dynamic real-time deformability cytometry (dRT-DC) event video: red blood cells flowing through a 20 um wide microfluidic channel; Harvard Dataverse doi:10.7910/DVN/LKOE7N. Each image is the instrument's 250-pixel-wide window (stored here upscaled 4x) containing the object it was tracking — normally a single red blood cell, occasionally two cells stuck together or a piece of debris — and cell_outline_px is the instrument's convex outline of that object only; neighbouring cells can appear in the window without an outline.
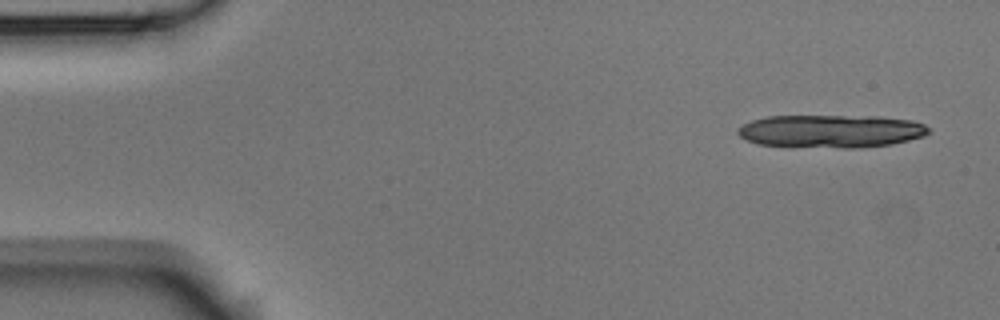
{"species": "Egyptian fruit bat (a non-hibernating species)", "species_latin": "Rousettus aegyptiacus", "temperature_condition": "room temperature", "stored_images_in_passage": 6, "camera_frame_rate_fps": 3000, "um_per_image_px": 0.085, "animal": {"sex": "male"}, "frame": {"image": 1, "passage_image": 1, "time_ms": 0.0, "image_size_px": [1000, 320], "cell_outline_px": [[932, 132], [924, 136], [892, 144], [860, 148], [844, 148], [756, 144], [740, 136], [736, 132], [736, 128], [752, 120], [768, 116], [880, 116], [912, 120], [924, 124], [932, 128]], "centroid_in_image_um": [70.69, 11.14], "position_along_channel_um": 14.3, "area_um2": 36.88}}
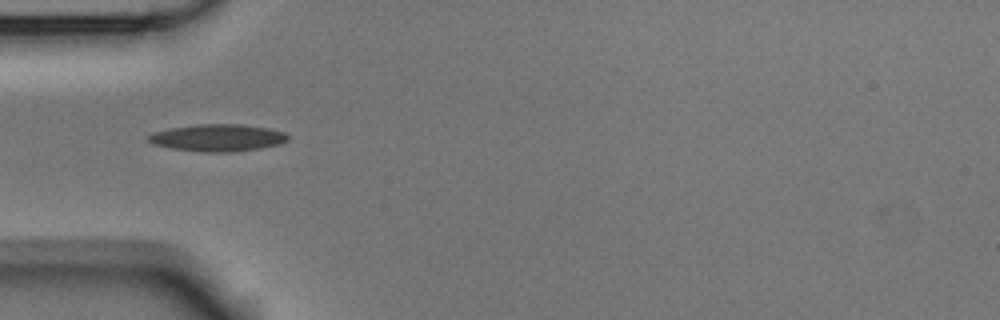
{"frame": {"image": 2, "passage_image": 5, "time_ms": 1.333, "image_size_px": [1000, 320], "cell_outline_px": [[288, 140], [280, 144], [260, 148], [228, 152], [204, 152], [172, 148], [156, 144], [148, 140], [148, 136], [152, 132], [168, 128], [196, 124], [240, 124], [268, 128], [284, 132], [288, 136]], "centroid_in_image_um": [18.51, 11.7], "position_along_channel_um": 66.5, "area_um2": 21.91}}
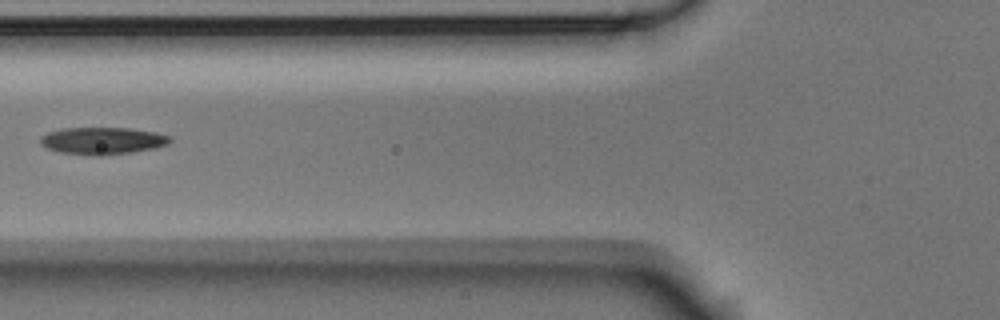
{"frame": {"image": 3, "passage_image": 6, "time_ms": 1.667, "image_size_px": [1000, 320], "cell_outline_px": [[172, 140], [168, 144], [152, 148], [132, 152], [100, 156], [96, 156], [60, 152], [48, 148], [40, 144], [40, 136], [48, 132], [60, 128], [128, 128], [156, 132], [172, 136]], "centroid_in_image_um": [8.71, 11.96], "position_along_channel_um": 117.1, "area_um2": 20.58}}